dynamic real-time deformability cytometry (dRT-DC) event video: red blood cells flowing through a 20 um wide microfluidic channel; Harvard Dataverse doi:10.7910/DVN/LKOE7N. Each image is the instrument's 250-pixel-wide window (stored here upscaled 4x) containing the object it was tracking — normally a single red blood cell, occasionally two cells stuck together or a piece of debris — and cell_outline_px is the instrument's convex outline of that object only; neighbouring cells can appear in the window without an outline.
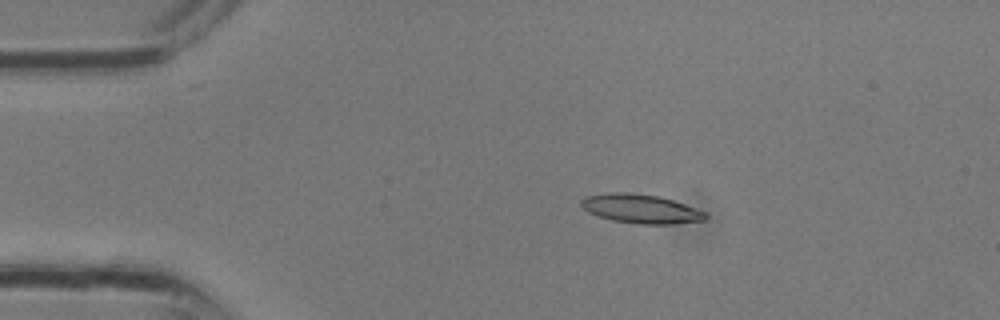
{"species": "common noctule bat (a hibernating species)", "species_latin": "Nyctalus noctula", "temperature_condition": "room temperature", "stored_images_in_passage": 3, "camera_frame_rate_fps": 3000, "um_per_image_px": 0.085, "animal": {"sex": "male", "body_mass_g": 13.3}, "frame": {"image": 1, "passage_image": 2, "time_ms": 0.333, "image_size_px": [1000, 320], "cell_outline_px": [[708, 216], [704, 220], [672, 224], [636, 224], [612, 220], [588, 212], [580, 204], [580, 200], [588, 196], [608, 192], [628, 192], [660, 196], [708, 212]], "centroid_in_image_um": [54.49, 17.74], "position_along_channel_um": 30.5, "area_um2": 21.04}}